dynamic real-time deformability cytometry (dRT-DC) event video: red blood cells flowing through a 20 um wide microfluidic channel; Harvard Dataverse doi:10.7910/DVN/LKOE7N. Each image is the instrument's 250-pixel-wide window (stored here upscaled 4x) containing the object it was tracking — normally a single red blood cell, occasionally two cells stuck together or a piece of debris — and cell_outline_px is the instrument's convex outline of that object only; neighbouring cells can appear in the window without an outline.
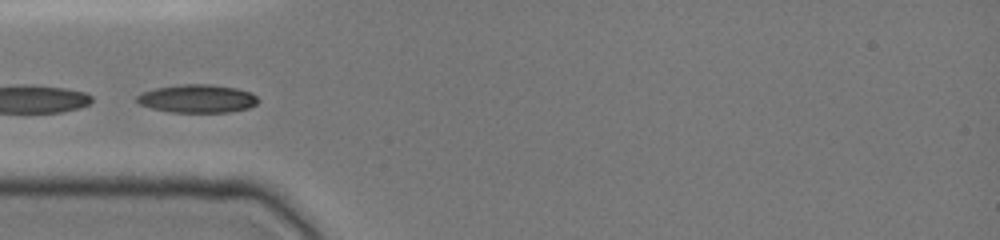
{"species": "common noctule bat (a hibernating species)", "species_latin": "Nyctalus noctula", "temperature_condition": "cold", "stored_images_in_passage": 3, "camera_frame_rate_fps": 3000, "um_per_image_px": 0.085, "animal": {"sex": "female", "body_mass_g": 19.0, "forearm_length_mm": 51.5}, "frame": {"image": 1, "passage_image": 1, "time_ms": 0.0, "image_size_px": [1000, 240], "cell_outline_px": [[260, 100], [256, 104], [248, 108], [228, 112], [172, 112], [152, 108], [140, 104], [136, 100], [136, 96], [140, 92], [156, 88], [180, 84], [212, 84], [236, 88], [252, 92]], "centroid_in_image_um": [16.78, 8.37], "position_along_channel_um": 68.2, "area_um2": 20.0}}